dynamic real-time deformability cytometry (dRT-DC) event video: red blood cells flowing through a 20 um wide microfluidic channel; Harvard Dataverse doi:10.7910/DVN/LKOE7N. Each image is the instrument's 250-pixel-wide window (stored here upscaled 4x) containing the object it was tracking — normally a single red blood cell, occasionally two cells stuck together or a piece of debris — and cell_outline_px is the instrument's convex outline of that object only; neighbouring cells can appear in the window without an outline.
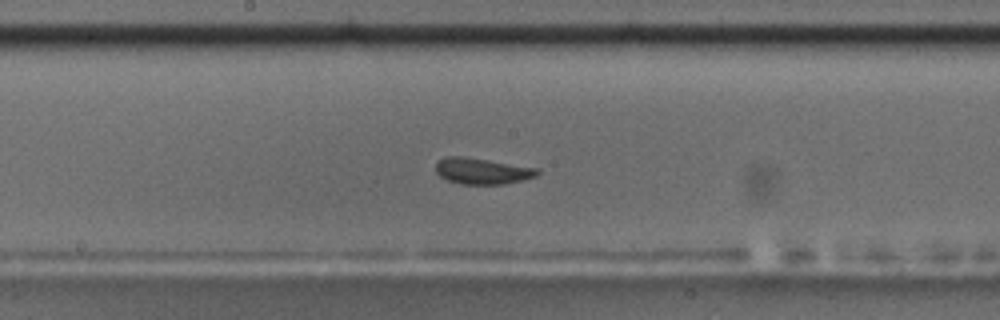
{"species": "common noctule bat (a hibernating species)", "species_latin": "Nyctalus noctula", "temperature_condition": "room temperature", "stored_images_in_passage": 41, "camera_frame_rate_fps": 3000, "um_per_image_px": 0.085, "animal": {"sex": "male", "body_mass_g": 17.5, "forearm_length_mm": 52.3}, "frame": {"image": 1, "passage_image": 15, "time_ms": 4.667, "image_size_px": [1000, 320], "cell_outline_px": [[540, 172], [536, 176], [504, 184], [464, 184], [448, 180], [440, 176], [436, 172], [436, 160], [444, 156], [464, 156], [540, 168]], "centroid_in_image_um": [40.97, 14.52], "position_along_channel_um": 207.2, "area_um2": 15.55}}
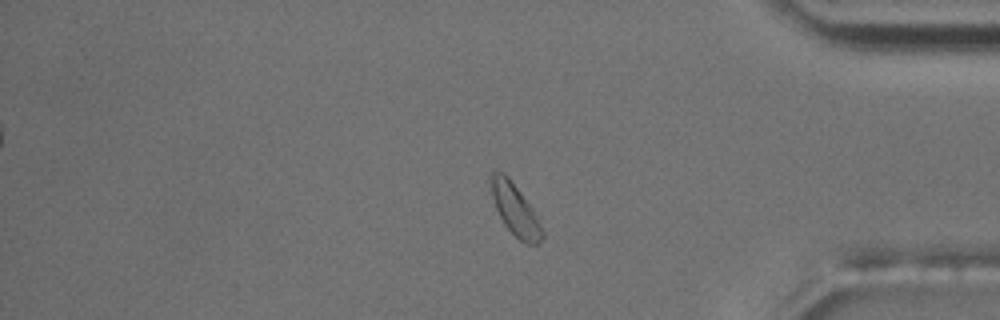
{"frame": {"image": 2, "passage_image": 32, "time_ms": 10.333, "image_size_px": [1000, 320], "cell_outline_px": [[544, 236], [536, 244], [524, 244], [504, 224], [496, 208], [488, 184], [488, 176], [492, 172], [504, 172], [508, 176], [540, 216], [544, 232]], "centroid_in_image_um": [43.8, 17.78], "position_along_channel_um": 391.4, "area_um2": 15.9}, "authors_computed_cell_mechanics": {"area_um2": 15.317, "velocity_mm_per_s": 3.6382, "shape_relaxation_time_tau1_ms": 6.3772, "shape_relaxation_time_tau2_ms": null, "deformation_change_tau1": 0.0963, "deformation_change_tau2": null}}